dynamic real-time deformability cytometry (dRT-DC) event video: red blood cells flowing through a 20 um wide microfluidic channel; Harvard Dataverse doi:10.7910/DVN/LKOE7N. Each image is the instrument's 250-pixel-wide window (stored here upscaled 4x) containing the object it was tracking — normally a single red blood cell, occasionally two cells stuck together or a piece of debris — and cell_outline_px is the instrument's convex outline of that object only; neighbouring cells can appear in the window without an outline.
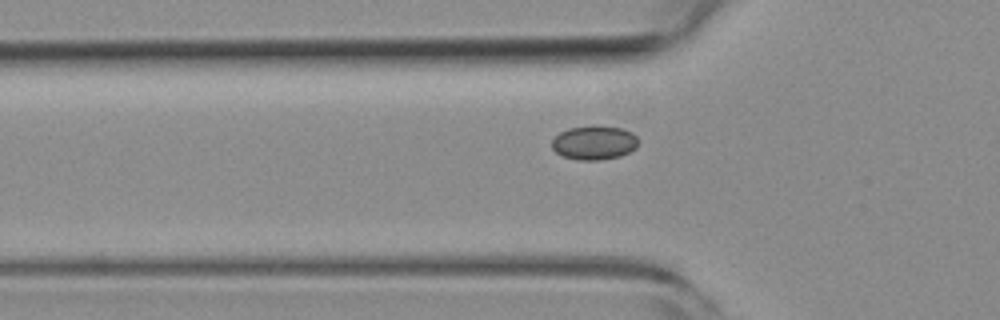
{"species": "common noctule bat (a hibernating species)", "species_latin": "Nyctalus noctula", "temperature_condition": "room temperature", "stored_images_in_passage": 37, "camera_frame_rate_fps": 3000, "um_per_image_px": 0.085, "animal": {"sex": "female", "body_mass_g": 19.3, "forearm_length_mm": 54.1}, "frame": {"image": 1, "passage_image": 7, "time_ms": 2.0, "image_size_px": [1000, 320], "cell_outline_px": [[640, 140], [636, 148], [620, 156], [600, 160], [580, 160], [564, 156], [556, 152], [552, 148], [552, 140], [560, 132], [568, 128], [592, 124], [596, 124], [620, 128], [632, 132]], "centroid_in_image_um": [50.52, 12.1], "position_along_channel_um": 75.3, "area_um2": 17.4}}
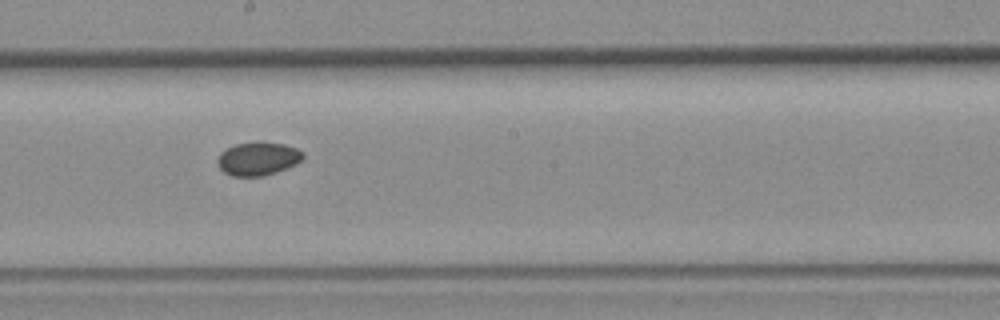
{"frame": {"image": 2, "passage_image": 19, "time_ms": 6.0, "image_size_px": [1000, 320], "cell_outline_px": [[304, 156], [296, 164], [276, 172], [264, 176], [232, 176], [224, 172], [220, 168], [216, 160], [220, 152], [236, 144], [284, 144], [296, 148], [304, 152]], "centroid_in_image_um": [21.91, 13.53], "position_along_channel_um": 226.3, "area_um2": 16.13}}
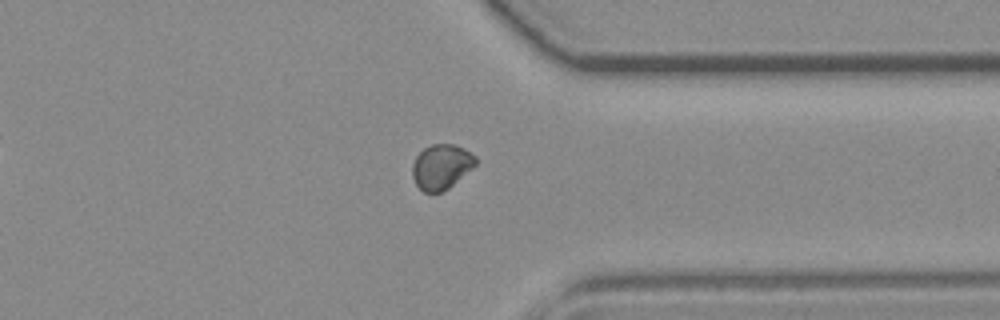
{"frame": {"image": 3, "passage_image": 31, "time_ms": 10.0, "image_size_px": [1000, 320], "cell_outline_px": [[476, 164], [472, 168], [448, 188], [440, 192], [424, 192], [416, 184], [412, 176], [412, 164], [416, 156], [424, 148], [432, 144], [456, 144], [464, 148], [476, 156]], "centroid_in_image_um": [37.5, 14.15], "position_along_channel_um": 373.9, "area_um2": 16.47}}